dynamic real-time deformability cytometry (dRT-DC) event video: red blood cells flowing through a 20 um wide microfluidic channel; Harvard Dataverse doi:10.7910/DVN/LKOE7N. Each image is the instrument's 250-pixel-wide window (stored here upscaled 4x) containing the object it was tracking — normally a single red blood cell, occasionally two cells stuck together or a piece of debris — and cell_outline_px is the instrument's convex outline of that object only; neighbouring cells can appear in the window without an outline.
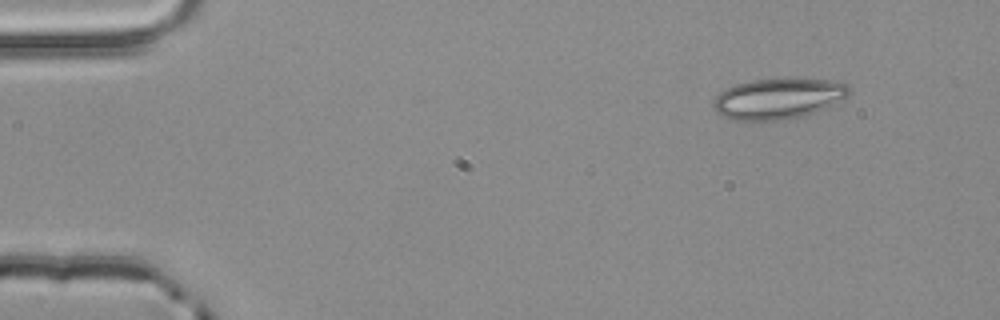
{"species": "common noctule bat (a hibernating species)", "species_latin": "Nyctalus noctula", "temperature_condition": "room temperature", "stored_images_in_passage": 3, "camera_frame_rate_fps": 3000, "um_per_image_px": 0.085, "animal": {"sex": "male", "body_mass_g": 20.4}, "frame": {"image": 1, "passage_image": 1, "time_ms": 0.0, "image_size_px": [1000, 320], "cell_outline_px": [[852, 92], [848, 96], [824, 108], [804, 116], [780, 120], [732, 120], [720, 116], [712, 108], [712, 104], [716, 96], [724, 88], [736, 84], [752, 80], [788, 76], [844, 80], [852, 88]], "centroid_in_image_um": [66.2, 8.32], "position_along_channel_um": 18.8, "area_um2": 33.52}}